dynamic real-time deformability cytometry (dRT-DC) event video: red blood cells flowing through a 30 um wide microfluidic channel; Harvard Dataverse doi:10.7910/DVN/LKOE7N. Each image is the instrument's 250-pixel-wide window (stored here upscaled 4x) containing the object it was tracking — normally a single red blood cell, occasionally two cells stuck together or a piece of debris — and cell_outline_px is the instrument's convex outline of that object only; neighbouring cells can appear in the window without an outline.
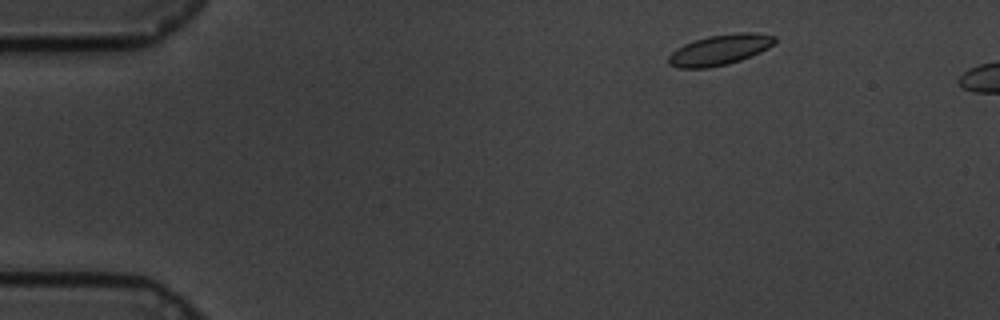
{"species": "common noctule bat (a hibernating species)", "species_latin": "Nyctalus noctula", "temperature_condition": "cold", "stored_images_in_passage": 54, "camera_frame_rate_fps": 3000, "um_per_image_px": 0.085, "animal": {"sex": "male", "body_mass_g": 19.5, "forearm_length_mm": 54.6}, "frame": {"image": 1, "passage_image": 4, "time_ms": 1.0, "image_size_px": [1000, 320], "cell_outline_px": [[776, 40], [768, 48], [760, 52], [740, 60], [728, 64], [708, 68], [680, 68], [668, 64], [668, 56], [676, 48], [684, 44], [708, 36], [740, 32], [756, 32], [776, 36]], "centroid_in_image_um": [61.18, 4.23], "position_along_channel_um": 23.8, "area_um2": 18.84}}
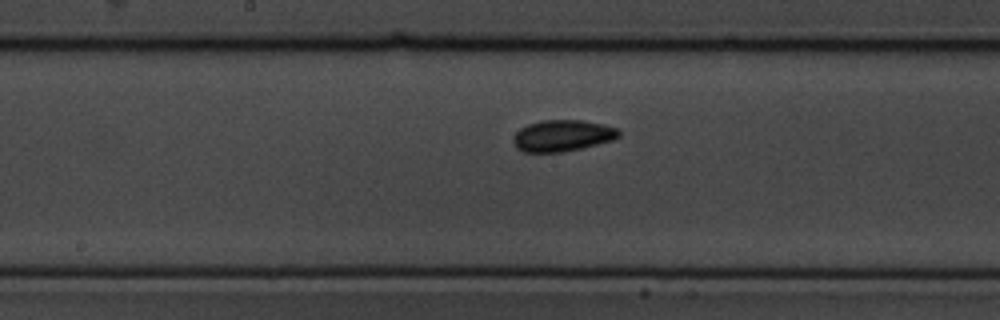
{"frame": {"image": 2, "passage_image": 27, "time_ms": 8.667, "image_size_px": [1000, 320], "cell_outline_px": [[620, 136], [612, 140], [564, 152], [524, 152], [516, 148], [512, 140], [516, 132], [520, 128], [528, 124], [540, 120], [580, 120], [604, 124], [616, 128], [620, 132]], "centroid_in_image_um": [47.78, 11.53], "position_along_channel_um": 200.4, "area_um2": 19.31}}
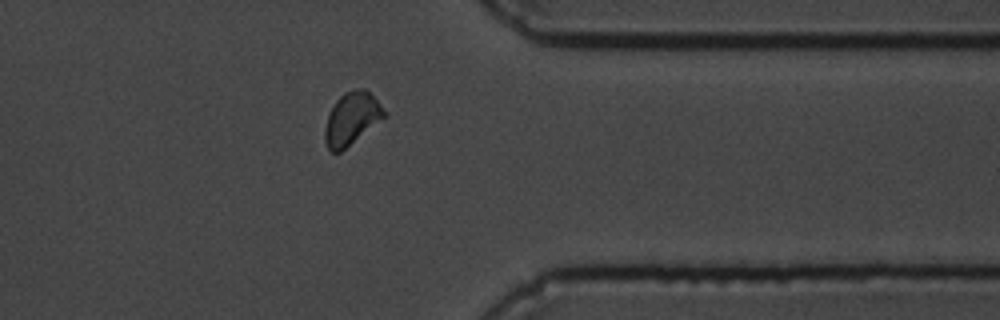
{"frame": {"image": 3, "passage_image": 44, "time_ms": 14.333, "image_size_px": [1000, 320], "cell_outline_px": [[384, 116], [340, 152], [332, 152], [328, 148], [324, 140], [324, 128], [328, 116], [336, 100], [344, 92], [356, 88], [364, 88], [380, 104], [384, 112]], "centroid_in_image_um": [29.83, 10.06], "position_along_channel_um": 381.6, "area_um2": 17.46}}